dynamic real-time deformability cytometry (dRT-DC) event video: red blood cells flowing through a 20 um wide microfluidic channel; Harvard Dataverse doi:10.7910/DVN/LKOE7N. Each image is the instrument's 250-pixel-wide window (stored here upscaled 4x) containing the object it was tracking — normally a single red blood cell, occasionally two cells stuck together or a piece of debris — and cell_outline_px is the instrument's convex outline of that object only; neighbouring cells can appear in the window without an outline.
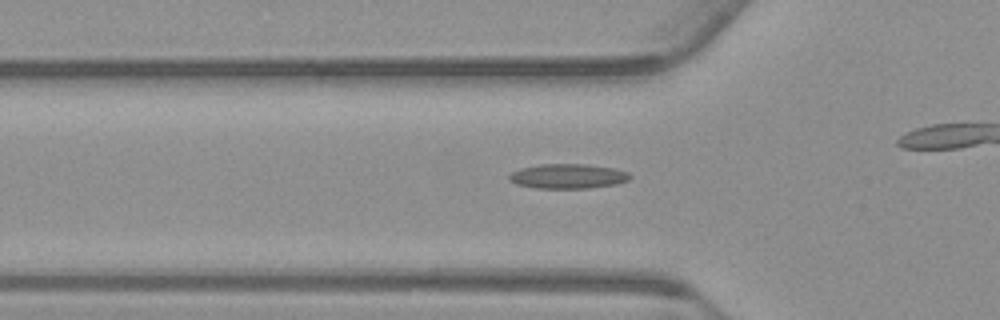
{"species": "common noctule bat (a hibernating species)", "species_latin": "Nyctalus noctula", "temperature_condition": "warm", "stored_images_in_passage": 44, "camera_frame_rate_fps": 3000, "um_per_image_px": 0.085, "animal": {"sex": "male", "body_mass_g": 23.1, "forearm_length_mm": 52.7}, "frame": {"image": 1, "passage_image": 19, "time_ms": 6.0, "image_size_px": [1000, 320], "cell_outline_px": [[632, 176], [628, 180], [616, 184], [588, 188], [536, 188], [516, 184], [508, 180], [508, 176], [512, 172], [520, 168], [540, 164], [584, 164], [612, 168], [628, 172]], "centroid_in_image_um": [48.24, 14.98], "position_along_channel_um": 77.6, "area_um2": 17.34}}
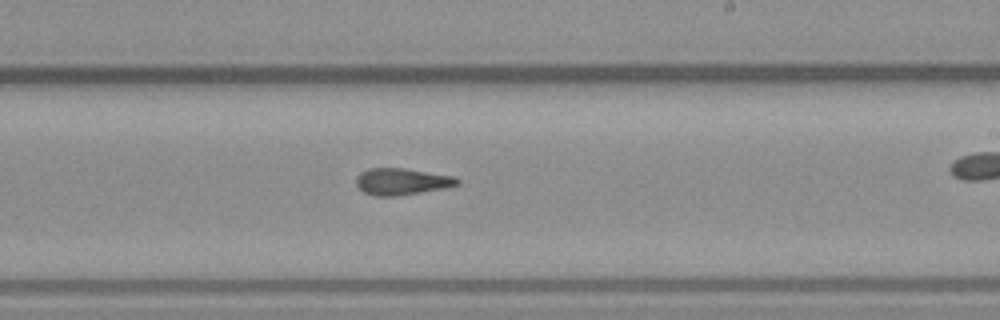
{"frame": {"image": 2, "passage_image": 33, "time_ms": 10.667, "image_size_px": [1000, 320], "cell_outline_px": [[460, 184], [444, 188], [396, 196], [372, 196], [364, 192], [356, 184], [356, 176], [360, 172], [368, 168], [404, 168], [452, 176], [460, 180]], "centroid_in_image_um": [34.11, 15.43], "position_along_channel_um": 254.9, "area_um2": 15.66}}
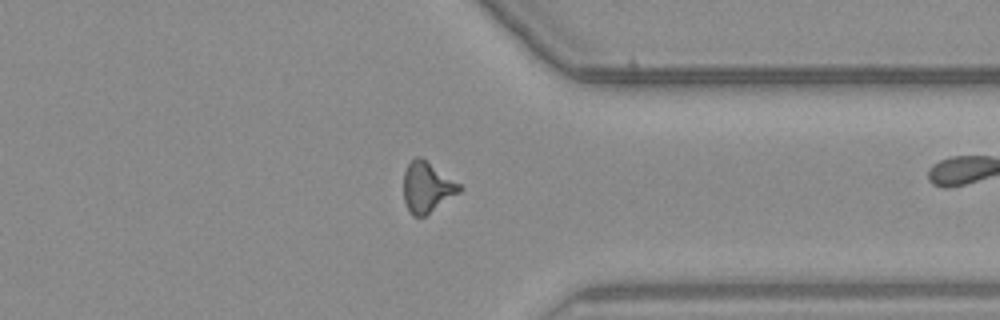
{"frame": {"image": 3, "passage_image": 43, "time_ms": 14.0, "image_size_px": [1000, 320], "cell_outline_px": [[464, 188], [460, 192], [424, 216], [412, 216], [408, 212], [404, 200], [404, 172], [408, 164], [416, 156], [420, 156], [460, 184]], "centroid_in_image_um": [36.29, 15.92], "position_along_channel_um": 375.1, "area_um2": 16.3}}